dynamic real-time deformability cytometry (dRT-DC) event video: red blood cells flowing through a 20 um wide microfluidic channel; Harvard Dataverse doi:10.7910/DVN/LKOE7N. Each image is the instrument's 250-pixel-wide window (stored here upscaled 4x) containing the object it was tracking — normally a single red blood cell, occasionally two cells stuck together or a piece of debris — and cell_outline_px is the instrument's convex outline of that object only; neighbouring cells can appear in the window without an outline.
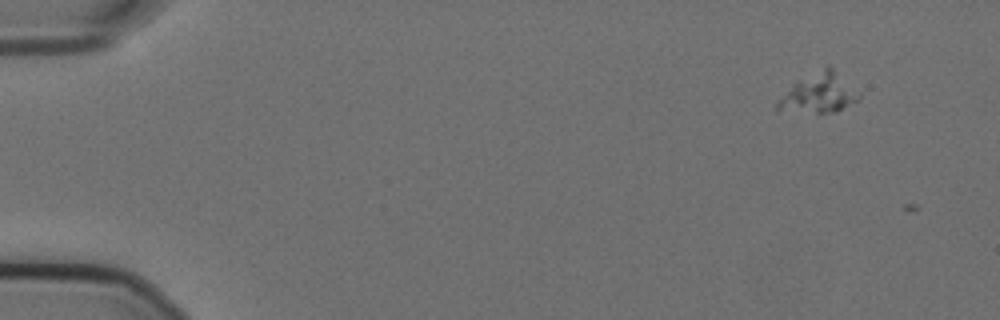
{"species": "Egyptian fruit bat (a non-hibernating species)", "species_latin": "Rousettus aegyptiacus", "temperature_condition": "cold", "stored_images_in_passage": 3, "camera_frame_rate_fps": 3000, "um_per_image_px": 0.085, "animal": {"sex": "female"}, "frame": {"image": 1, "passage_image": 1, "time_ms": 0.0, "image_size_px": [1000, 320], "cell_outline_px": [[860, 100], [836, 112], [776, 112], [776, 100], [796, 80], [828, 64], [860, 92]], "centroid_in_image_um": [69.57, 7.92], "position_along_channel_um": 15.4, "area_um2": 19.25}}